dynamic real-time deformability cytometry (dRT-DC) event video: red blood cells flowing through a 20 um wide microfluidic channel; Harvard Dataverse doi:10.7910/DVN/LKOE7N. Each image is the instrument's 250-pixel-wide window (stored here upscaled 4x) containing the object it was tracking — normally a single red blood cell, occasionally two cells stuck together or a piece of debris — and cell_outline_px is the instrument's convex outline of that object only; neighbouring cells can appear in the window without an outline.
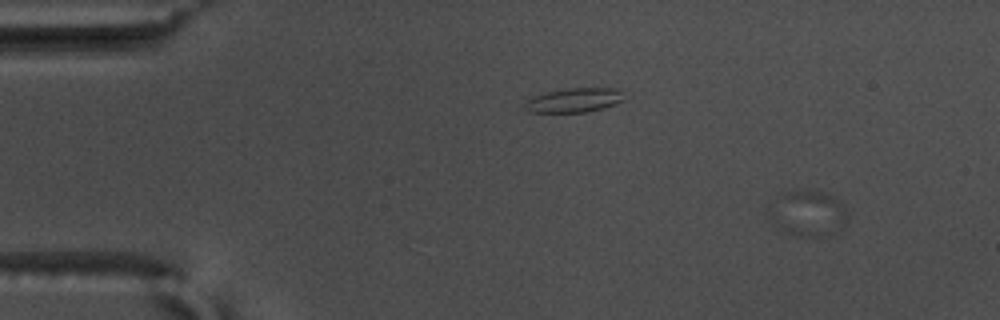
{"species": "common noctule bat (a hibernating species)", "species_latin": "Nyctalus noctula", "temperature_condition": "warm", "stored_images_in_passage": 8, "camera_frame_rate_fps": 3000, "um_per_image_px": 0.085, "animal": {"sex": "male", "body_mass_g": 17.5, "forearm_length_mm": 52.3}, "frame": {"image": 1, "passage_image": 8, "time_ms": 2.333, "image_size_px": [1000, 320], "cell_outline_px": [[848, 220], [840, 232], [780, 196], [784, 192], [804, 188], [828, 192], [844, 208], [848, 216]], "centroid_in_image_um": [69.62, 17.53], "position_along_channel_um": 15.4, "area_um2": 10.58}}